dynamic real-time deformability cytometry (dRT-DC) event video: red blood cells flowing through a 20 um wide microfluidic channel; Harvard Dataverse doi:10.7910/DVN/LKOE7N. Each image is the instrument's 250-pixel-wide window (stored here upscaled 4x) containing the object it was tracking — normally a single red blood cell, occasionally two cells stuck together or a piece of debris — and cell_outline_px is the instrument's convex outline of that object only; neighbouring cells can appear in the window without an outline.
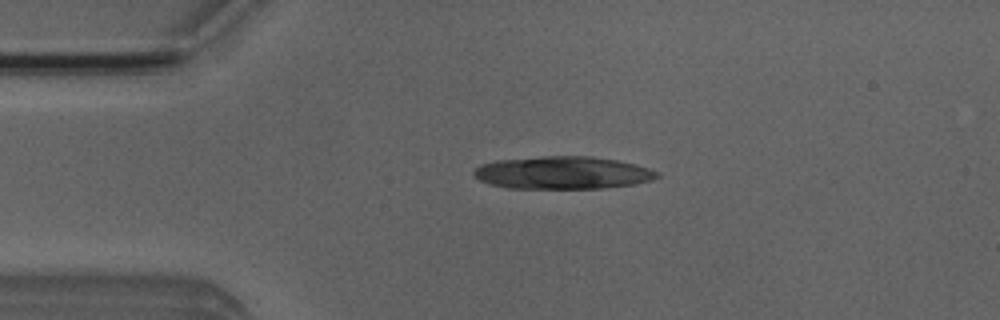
{"species": "Egyptian fruit bat (a non-hibernating species)", "species_latin": "Rousettus aegyptiacus", "temperature_condition": "room temperature", "stored_images_in_passage": 6, "camera_frame_rate_fps": 3000, "um_per_image_px": 0.085, "animal": {"sex": "male"}, "frame": {"image": 1, "passage_image": 2, "time_ms": 1.0, "image_size_px": [1000, 320], "cell_outline_px": [[660, 176], [652, 180], [636, 184], [604, 188], [508, 188], [488, 184], [480, 180], [472, 172], [480, 164], [496, 160], [540, 156], [592, 156], [616, 160], [648, 168], [660, 172]], "centroid_in_image_um": [47.82, 14.68], "position_along_channel_um": 37.2, "area_um2": 34.97}}